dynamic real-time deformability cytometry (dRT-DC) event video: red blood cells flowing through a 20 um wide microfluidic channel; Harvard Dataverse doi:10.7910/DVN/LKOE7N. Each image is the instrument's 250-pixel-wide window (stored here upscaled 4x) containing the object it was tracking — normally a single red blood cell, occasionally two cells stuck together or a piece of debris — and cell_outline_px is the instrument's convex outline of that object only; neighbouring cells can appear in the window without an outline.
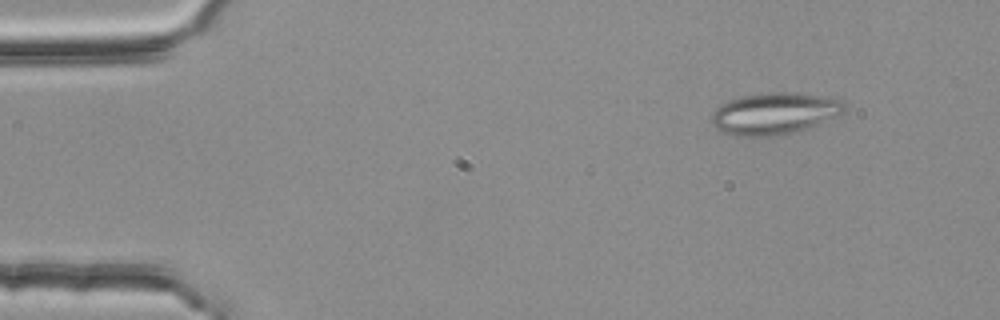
{"species": "common noctule bat (a hibernating species)", "species_latin": "Nyctalus noctula", "temperature_condition": "room temperature", "stored_images_in_passage": 54, "segment_of_instrument_passage": [1, 2], "camera_frame_rate_fps": 3000, "um_per_image_px": 0.085, "animal": {"sex": "female", "body_mass_g": 25.1}, "frame": {"image": 1, "passage_image": 6, "time_ms": 1.667, "image_size_px": [1000, 320], "cell_outline_px": [[844, 112], [800, 132], [780, 136], [740, 136], [720, 132], [712, 124], [712, 112], [716, 108], [728, 100], [744, 96], [772, 92], [788, 92], [820, 96], [840, 100], [844, 104]], "centroid_in_image_um": [65.8, 9.67], "position_along_channel_um": 19.2, "area_um2": 32.19}}